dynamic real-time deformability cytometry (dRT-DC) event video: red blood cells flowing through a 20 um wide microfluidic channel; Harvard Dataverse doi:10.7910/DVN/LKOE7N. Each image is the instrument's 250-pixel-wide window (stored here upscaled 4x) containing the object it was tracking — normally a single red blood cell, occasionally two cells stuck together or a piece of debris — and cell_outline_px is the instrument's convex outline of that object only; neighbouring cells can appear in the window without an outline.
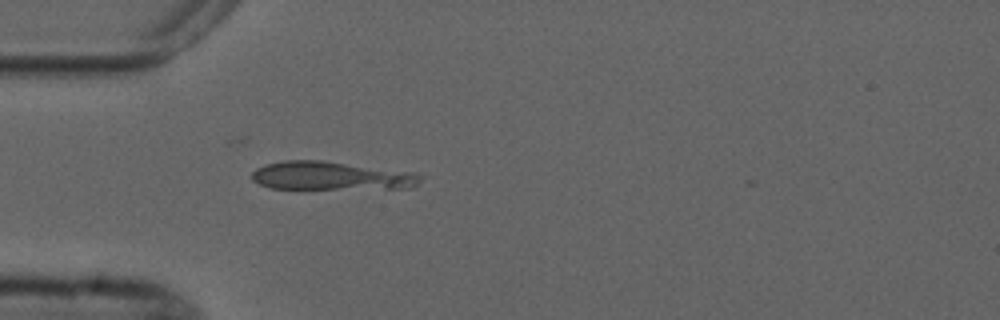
{"species": "common noctule bat (a hibernating species)", "species_latin": "Nyctalus noctula", "temperature_condition": "cold", "stored_images_in_passage": 2, "camera_frame_rate_fps": 3000, "um_per_image_px": 0.085, "animal": {"sex": "male", "forearm_length_mm": 52.5}, "frame": {"image": 1, "passage_image": 2, "time_ms": 1.333, "image_size_px": [1000, 320], "cell_outline_px": [[420, 180], [416, 184], [408, 188], [272, 188], [260, 184], [252, 180], [252, 172], [256, 168], [264, 164], [284, 160], [320, 160], [416, 172], [420, 176]], "centroid_in_image_um": [28.11, 14.93], "position_along_channel_um": 56.9, "area_um2": 27.69}}